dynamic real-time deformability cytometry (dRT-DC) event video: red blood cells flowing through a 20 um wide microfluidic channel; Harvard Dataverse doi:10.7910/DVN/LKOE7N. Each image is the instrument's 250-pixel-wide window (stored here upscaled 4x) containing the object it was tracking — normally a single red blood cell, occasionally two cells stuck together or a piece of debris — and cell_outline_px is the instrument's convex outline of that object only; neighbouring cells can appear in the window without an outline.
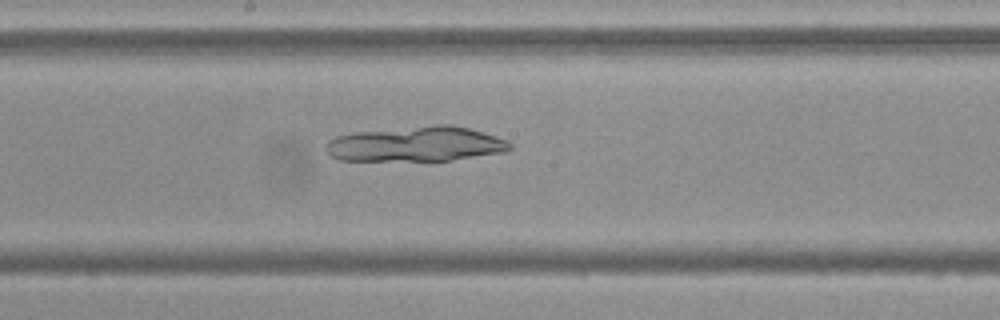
{"species": "Egyptian fruit bat (a non-hibernating species)", "species_latin": "Rousettus aegyptiacus", "temperature_condition": "cold", "stored_images_in_passage": 53, "camera_frame_rate_fps": 3000, "um_per_image_px": 0.085, "frame": {"image": 1, "passage_image": 28, "time_ms": 9.0, "image_size_px": [1000, 320], "cell_outline_px": [[512, 148], [504, 152], [452, 160], [340, 160], [332, 156], [328, 152], [328, 140], [336, 136], [356, 132], [440, 124], [452, 124], [468, 128], [496, 136], [508, 140], [512, 144]], "centroid_in_image_um": [35.43, 12.24], "position_along_channel_um": 212.8, "area_um2": 37.22}}
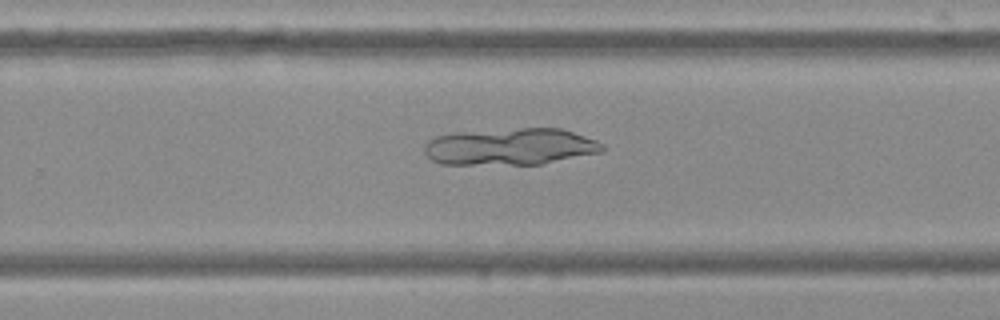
{"frame": {"image": 2, "passage_image": 34, "time_ms": 11.0, "image_size_px": [1000, 320], "cell_outline_px": [[604, 152], [540, 164], [440, 164], [432, 160], [424, 152], [424, 148], [428, 140], [436, 136], [456, 132], [520, 128], [560, 128], [596, 140], [604, 144]], "centroid_in_image_um": [43.38, 12.46], "position_along_channel_um": 286.4, "area_um2": 38.26}}
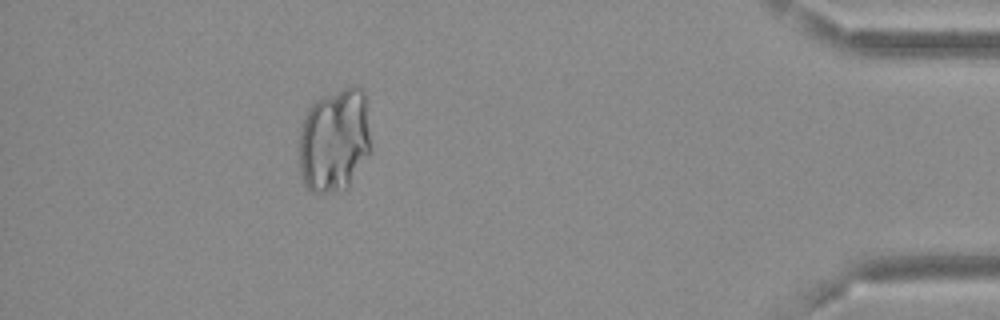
{"frame": {"image": 3, "passage_image": 48, "time_ms": 15.667, "image_size_px": [1000, 320], "cell_outline_px": [[372, 152], [348, 188], [344, 192], [312, 192], [304, 184], [300, 176], [296, 140], [308, 108], [316, 100], [348, 84], [360, 84], [364, 92], [372, 148]], "centroid_in_image_um": [28.42, 11.93], "position_along_channel_um": 406.8, "area_um2": 45.2}}